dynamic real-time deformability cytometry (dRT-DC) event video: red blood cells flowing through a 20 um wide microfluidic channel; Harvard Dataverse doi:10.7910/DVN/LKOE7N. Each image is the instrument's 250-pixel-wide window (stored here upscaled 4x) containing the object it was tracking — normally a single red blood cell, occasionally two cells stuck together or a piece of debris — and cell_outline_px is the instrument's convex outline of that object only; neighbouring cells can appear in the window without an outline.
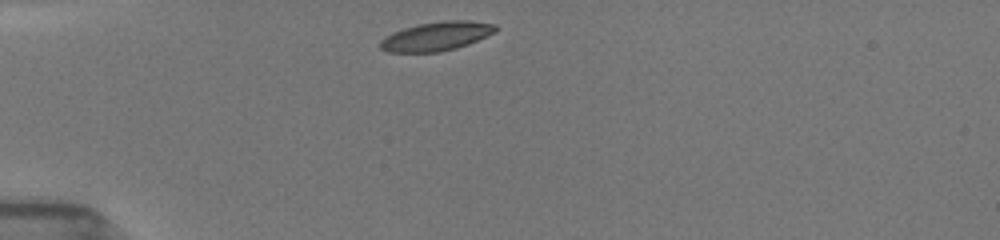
{"species": "common noctule bat (a hibernating species)", "species_latin": "Nyctalus noctula", "temperature_condition": "room temperature", "stored_images_in_passage": 11, "camera_frame_rate_fps": 3000, "um_per_image_px": 0.085, "animal": {"sex": "female", "body_mass_g": 19.5, "forearm_length_mm": 54.1}, "frame": {"image": 1, "passage_image": 1, "time_ms": 0.0, "image_size_px": [1000, 240], "cell_outline_px": [[496, 32], [468, 44], [456, 48], [440, 52], [388, 52], [380, 48], [380, 40], [392, 32], [404, 28], [420, 24], [444, 20], [468, 20], [496, 24]], "centroid_in_image_um": [37.1, 3.08], "position_along_channel_um": 47.9, "area_um2": 19.42}}
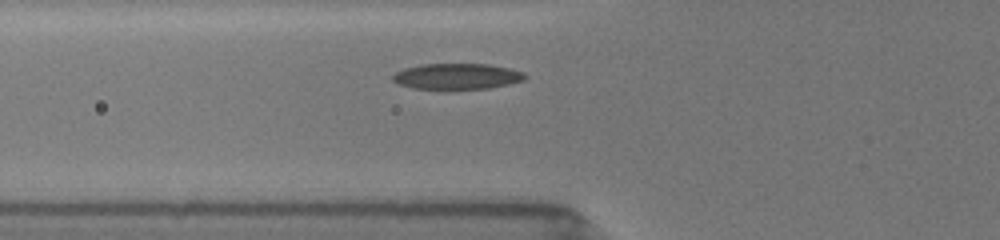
{"frame": {"image": 2, "passage_image": 6, "time_ms": 1.667, "image_size_px": [1000, 240], "cell_outline_px": [[524, 80], [508, 84], [488, 88], [412, 88], [400, 84], [392, 80], [392, 76], [396, 72], [404, 68], [420, 64], [488, 64], [508, 68], [524, 72]], "centroid_in_image_um": [38.82, 6.47], "position_along_channel_um": 87.0, "area_um2": 19.54}}
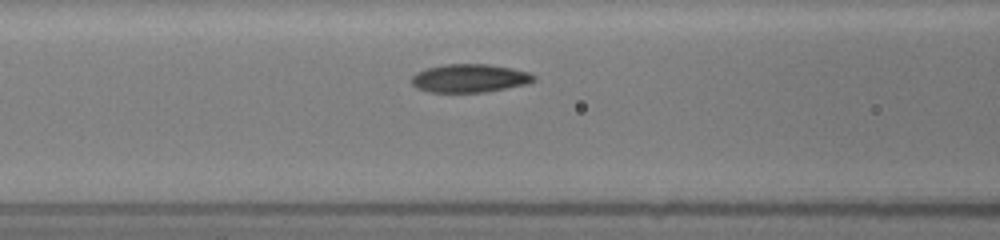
{"frame": {"image": 3, "passage_image": 9, "time_ms": 2.667, "image_size_px": [1000, 240], "cell_outline_px": [[536, 80], [524, 84], [484, 92], [428, 92], [416, 88], [412, 84], [412, 76], [416, 72], [428, 68], [444, 64], [488, 64], [512, 68], [528, 72], [536, 76]], "centroid_in_image_um": [39.89, 6.64], "position_along_channel_um": 126.7, "area_um2": 20.06}}